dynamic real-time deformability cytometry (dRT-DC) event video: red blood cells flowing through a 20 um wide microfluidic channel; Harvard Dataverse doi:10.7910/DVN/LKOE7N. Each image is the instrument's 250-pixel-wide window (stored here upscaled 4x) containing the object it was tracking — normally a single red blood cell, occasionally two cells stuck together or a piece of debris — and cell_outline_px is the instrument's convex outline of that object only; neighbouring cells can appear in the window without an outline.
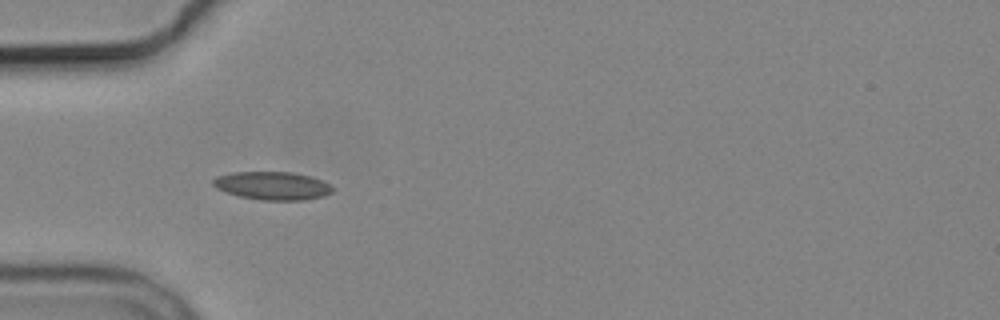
{"species": "common noctule bat (a hibernating species)", "species_latin": "Nyctalus noctula", "temperature_condition": "cold", "stored_images_in_passage": 4, "camera_frame_rate_fps": 3000, "um_per_image_px": 0.085, "animal": {"sex": "male", "body_mass_g": 19.2, "forearm_length_mm": 51.8}, "frame": {"image": 1, "passage_image": 3, "time_ms": 2.667, "image_size_px": [1000, 320], "cell_outline_px": [[332, 192], [324, 196], [304, 200], [260, 200], [240, 196], [216, 188], [212, 184], [212, 180], [216, 176], [232, 172], [292, 172], [312, 176], [328, 184], [332, 188]], "centroid_in_image_um": [23.14, 15.78], "position_along_channel_um": 61.9, "area_um2": 19.54}}
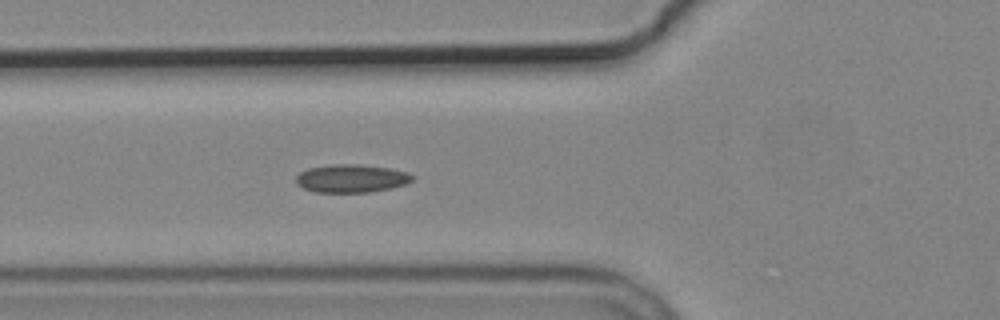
{"frame": {"image": 2, "passage_image": 4, "time_ms": 3.667, "image_size_px": [1000, 320], "cell_outline_px": [[412, 180], [404, 184], [392, 188], [368, 192], [316, 192], [304, 188], [296, 184], [296, 176], [300, 172], [308, 168], [332, 164], [356, 164], [388, 168], [408, 172], [412, 176]], "centroid_in_image_um": [29.83, 15.16], "position_along_channel_um": 96.0, "area_um2": 18.9}}